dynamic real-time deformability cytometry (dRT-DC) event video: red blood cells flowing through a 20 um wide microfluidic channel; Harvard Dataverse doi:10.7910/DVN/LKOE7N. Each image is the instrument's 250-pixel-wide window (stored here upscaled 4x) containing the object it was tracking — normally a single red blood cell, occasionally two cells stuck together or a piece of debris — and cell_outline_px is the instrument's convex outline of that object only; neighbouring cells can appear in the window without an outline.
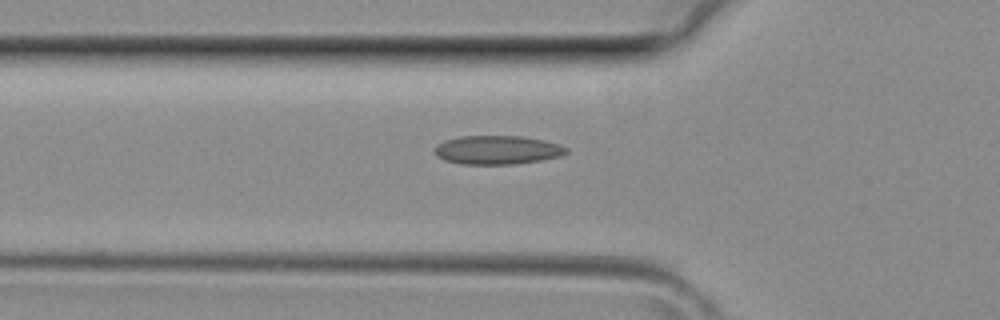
{"species": "common noctule bat (a hibernating species)", "species_latin": "Nyctalus noctula", "temperature_condition": "room temperature", "stored_images_in_passage": 37, "camera_frame_rate_fps": 3000, "um_per_image_px": 0.085, "animal": {"sex": "female", "body_mass_g": 29.2, "forearm_length_mm": 56.3}, "frame": {"image": 1, "passage_image": 13, "time_ms": 4.0, "image_size_px": [1000, 320], "cell_outline_px": [[568, 152], [560, 156], [540, 160], [512, 164], [460, 164], [444, 160], [436, 156], [432, 152], [432, 148], [436, 144], [444, 140], [460, 136], [520, 136], [544, 140], [560, 144], [568, 148]], "centroid_in_image_um": [42.21, 12.74], "position_along_channel_um": 83.6, "area_um2": 22.31}}
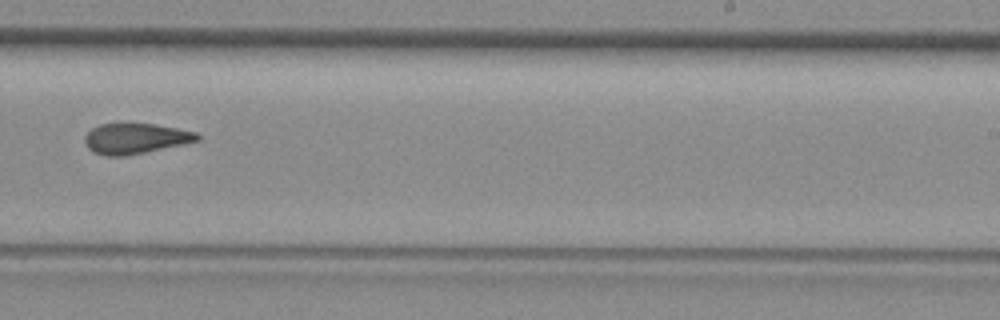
{"frame": {"image": 2, "passage_image": 24, "time_ms": 7.667, "image_size_px": [1000, 320], "cell_outline_px": [[200, 140], [144, 152], [124, 156], [104, 156], [92, 152], [84, 144], [84, 136], [92, 128], [100, 124], [152, 124], [176, 128], [196, 132], [200, 136]], "centroid_in_image_um": [11.45, 11.78], "position_along_channel_um": 277.5, "area_um2": 19.77}}
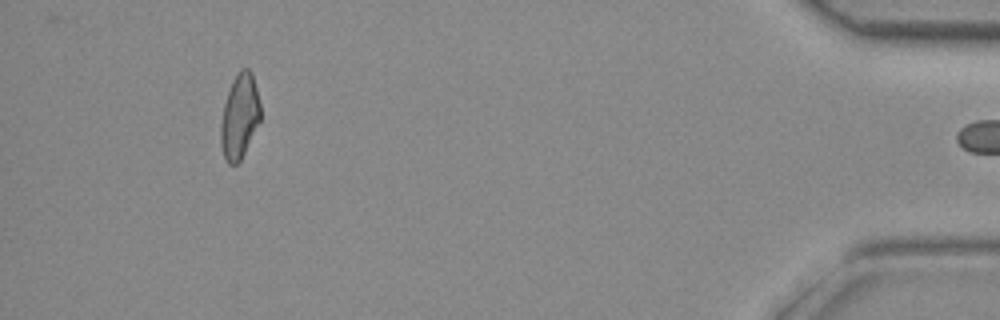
{"frame": {"image": 3, "passage_image": 36, "time_ms": 11.667, "image_size_px": [1000, 320], "cell_outline_px": [[260, 120], [240, 160], [236, 164], [228, 164], [224, 156], [220, 144], [220, 124], [224, 104], [232, 80], [240, 68], [248, 68], [252, 72], [260, 104]], "centroid_in_image_um": [20.35, 9.87], "position_along_channel_um": 414.9, "area_um2": 19.42}}